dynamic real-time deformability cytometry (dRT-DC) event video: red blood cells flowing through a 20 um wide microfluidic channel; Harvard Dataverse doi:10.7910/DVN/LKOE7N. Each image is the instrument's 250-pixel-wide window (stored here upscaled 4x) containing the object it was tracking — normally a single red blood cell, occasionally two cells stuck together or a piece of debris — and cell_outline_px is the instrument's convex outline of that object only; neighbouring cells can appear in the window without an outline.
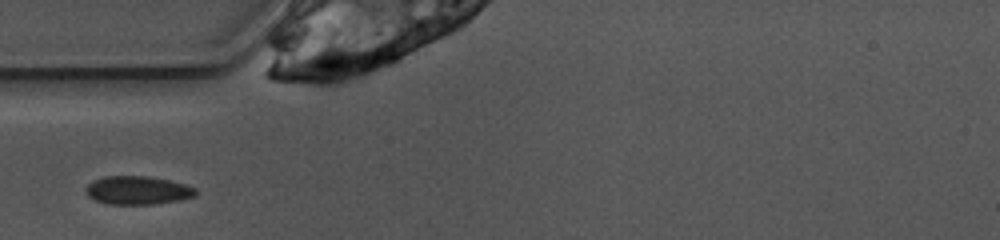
{"species": "common noctule bat (a hibernating species)", "species_latin": "Nyctalus noctula", "temperature_condition": "warm", "stored_images_in_passage": 24, "camera_frame_rate_fps": 3000, "um_per_image_px": 0.085, "animal": {"sex": "female", "body_mass_g": 10.0, "forearm_length_mm": 53.1}, "frame": {"image": 1, "passage_image": 1, "time_ms": 0.0, "image_size_px": [1000, 240], "cell_outline_px": [[196, 196], [180, 200], [156, 204], [108, 204], [96, 200], [88, 196], [88, 184], [104, 176], [148, 176], [168, 180], [184, 184], [196, 188]], "centroid_in_image_um": [11.75, 16.18], "position_along_channel_um": 73.2, "area_um2": 17.98}}
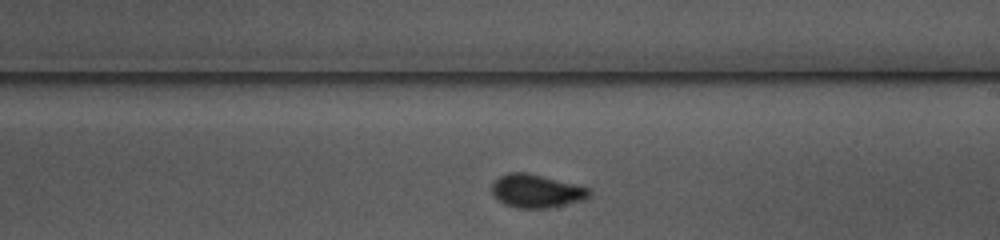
{"frame": {"image": 2, "passage_image": 14, "time_ms": 4.333, "image_size_px": [1000, 240], "cell_outline_px": [[592, 196], [584, 200], [548, 208], [516, 208], [504, 204], [492, 192], [492, 184], [500, 176], [508, 172], [528, 172], [592, 188]], "centroid_in_image_um": [45.66, 16.23], "position_along_channel_um": 243.3, "area_um2": 19.07}}
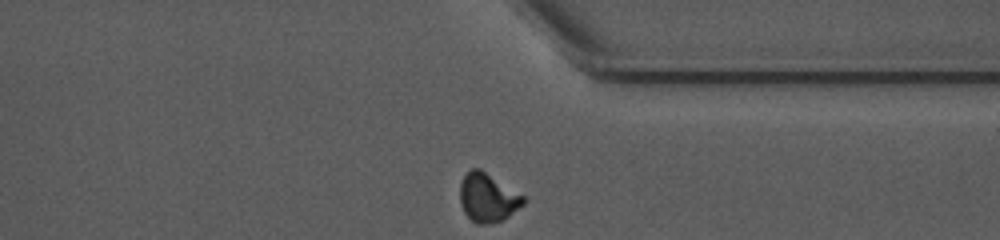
{"frame": {"image": 3, "passage_image": 24, "time_ms": 7.667, "image_size_px": [1000, 240], "cell_outline_px": [[524, 204], [508, 216], [492, 224], [476, 224], [464, 212], [460, 204], [460, 184], [464, 176], [472, 168], [480, 168], [524, 196]], "centroid_in_image_um": [41.44, 16.8], "position_along_channel_um": 370.0, "area_um2": 17.8}}